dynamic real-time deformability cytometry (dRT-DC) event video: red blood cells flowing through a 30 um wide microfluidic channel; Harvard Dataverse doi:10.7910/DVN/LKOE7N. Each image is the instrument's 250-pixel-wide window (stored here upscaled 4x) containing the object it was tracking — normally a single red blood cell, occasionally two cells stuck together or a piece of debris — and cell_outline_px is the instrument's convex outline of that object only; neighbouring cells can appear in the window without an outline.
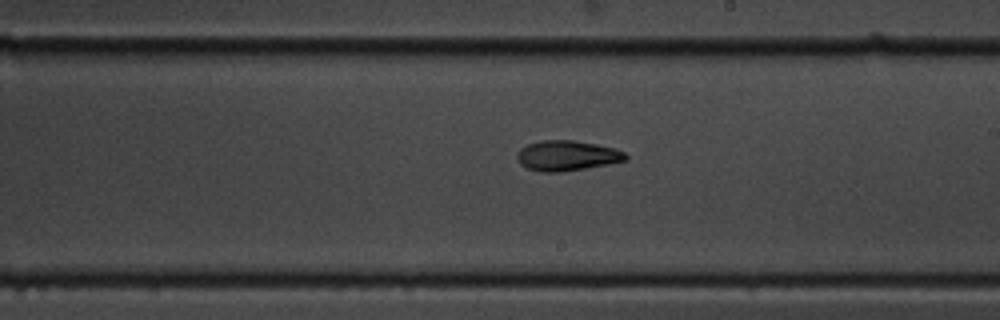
{"species": "common noctule bat (a hibernating species)", "species_latin": "Nyctalus noctula", "temperature_condition": "cold", "stored_images_in_passage": 18, "camera_frame_rate_fps": 3000, "um_per_image_px": 0.085, "animal": {"sex": "male", "body_mass_g": 19.5, "forearm_length_mm": 54.6}, "frame": {"image": 1, "passage_image": 11, "time_ms": 12.667, "image_size_px": [1000, 320], "cell_outline_px": [[628, 160], [584, 168], [560, 172], [540, 172], [528, 168], [520, 164], [516, 156], [520, 148], [528, 144], [540, 140], [572, 140], [596, 144], [612, 148], [624, 152], [628, 156]], "centroid_in_image_um": [48.16, 13.23], "position_along_channel_um": 240.8, "area_um2": 18.96}, "authors_computed_cell_mechanics": {"area_um2": 21.8773, "velocity_mm_per_s": 3.5027, "shape_relaxation_time_tau1_ms": 3.1584, "shape_relaxation_time_tau2_ms": 2.8547, "deformation_change_tau1": 0.1046, "deformation_change_tau2": 0.0634}}